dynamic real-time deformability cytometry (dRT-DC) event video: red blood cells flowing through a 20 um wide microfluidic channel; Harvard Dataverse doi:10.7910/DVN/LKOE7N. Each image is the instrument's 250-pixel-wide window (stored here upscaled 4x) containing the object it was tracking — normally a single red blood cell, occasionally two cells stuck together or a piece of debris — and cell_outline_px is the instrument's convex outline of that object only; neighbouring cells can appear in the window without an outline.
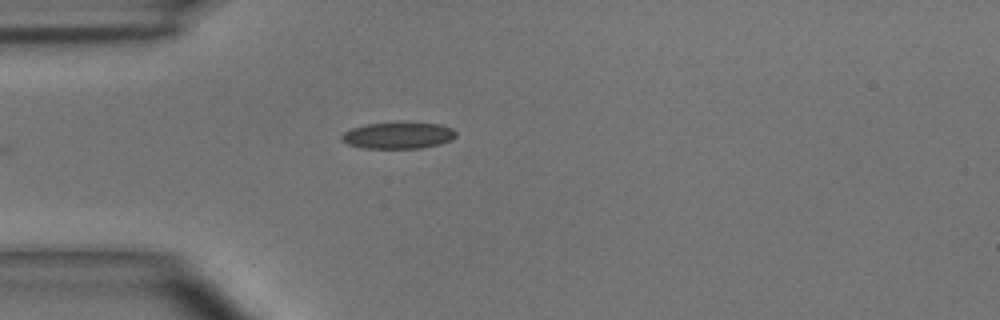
{"species": "common noctule bat (a hibernating species)", "species_latin": "Nyctalus noctula", "temperature_condition": "room temperature", "stored_images_in_passage": 21, "camera_frame_rate_fps": 3000, "um_per_image_px": 0.085, "animal": {"sex": "male", "body_mass_g": 15.6}, "frame": {"image": 1, "passage_image": 1, "time_ms": 0.0, "image_size_px": [1000, 320], "cell_outline_px": [[456, 136], [452, 140], [440, 144], [420, 148], [364, 148], [348, 144], [340, 140], [340, 136], [344, 132], [352, 128], [368, 124], [440, 124], [452, 128], [456, 132]], "centroid_in_image_um": [33.84, 11.54], "position_along_channel_um": 51.2, "area_um2": 17.22}}
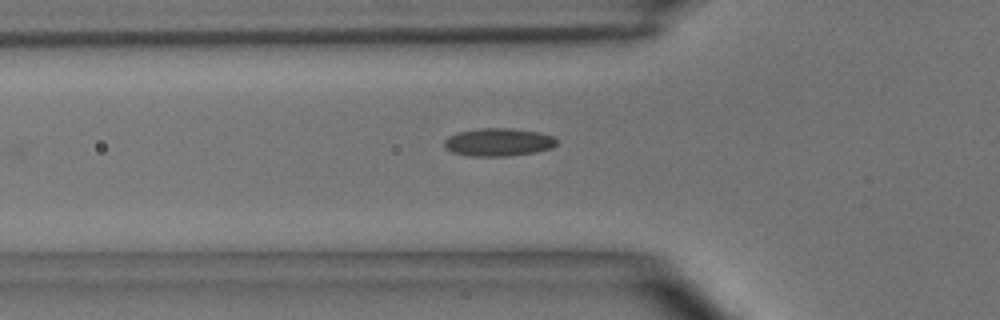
{"frame": {"image": 2, "passage_image": 4, "time_ms": 1.0, "image_size_px": [1000, 320], "cell_outline_px": [[556, 144], [552, 148], [536, 152], [508, 156], [468, 156], [452, 152], [444, 144], [444, 140], [448, 136], [456, 132], [480, 128], [512, 128], [540, 132], [552, 136], [556, 140]], "centroid_in_image_um": [42.36, 12.08], "position_along_channel_um": 83.4, "area_um2": 18.38}}